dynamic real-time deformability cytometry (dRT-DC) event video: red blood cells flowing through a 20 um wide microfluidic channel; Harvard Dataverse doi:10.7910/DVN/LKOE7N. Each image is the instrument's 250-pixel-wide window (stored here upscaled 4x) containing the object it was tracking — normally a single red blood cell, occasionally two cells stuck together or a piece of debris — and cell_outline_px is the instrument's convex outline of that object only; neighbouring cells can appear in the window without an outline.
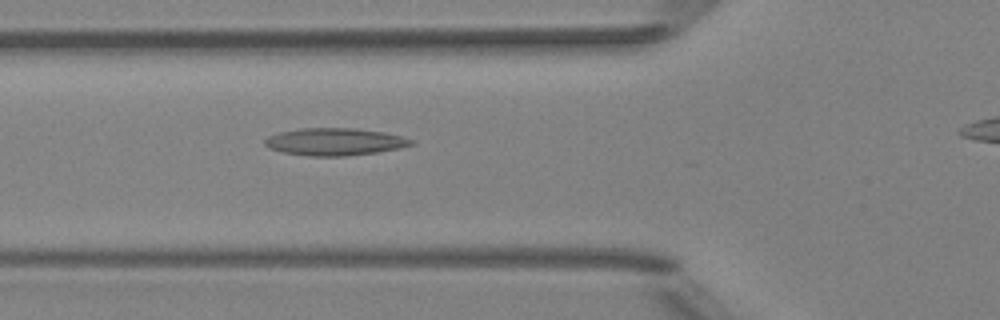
{"species": "Egyptian fruit bat (a non-hibernating species)", "species_latin": "Rousettus aegyptiacus", "temperature_condition": "room temperature", "stored_images_in_passage": 28, "camera_frame_rate_fps": 3000, "um_per_image_px": 0.085, "animal": {"sex": "female"}, "frame": {"image": 1, "passage_image": 11, "time_ms": 3.333, "image_size_px": [1000, 320], "cell_outline_px": [[416, 144], [400, 148], [376, 152], [348, 156], [312, 156], [284, 152], [268, 148], [264, 144], [264, 140], [268, 136], [280, 132], [300, 128], [356, 128], [384, 132], [416, 140]], "centroid_in_image_um": [28.48, 12.04], "position_along_channel_um": 97.3, "area_um2": 23.41}}
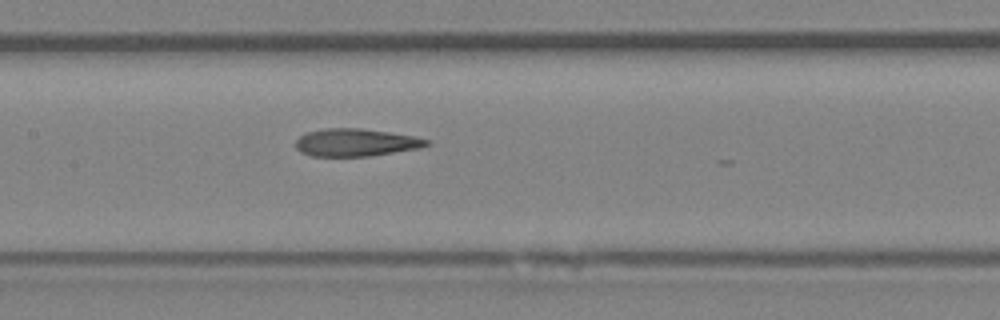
{"frame": {"image": 2, "passage_image": 17, "time_ms": 5.333, "image_size_px": [1000, 320], "cell_outline_px": [[432, 144], [420, 148], [368, 156], [312, 156], [300, 152], [296, 148], [296, 140], [300, 136], [308, 132], [324, 128], [360, 128], [416, 136], [428, 140]], "centroid_in_image_um": [30.25, 12.11], "position_along_channel_um": 177.1, "area_um2": 21.04}}
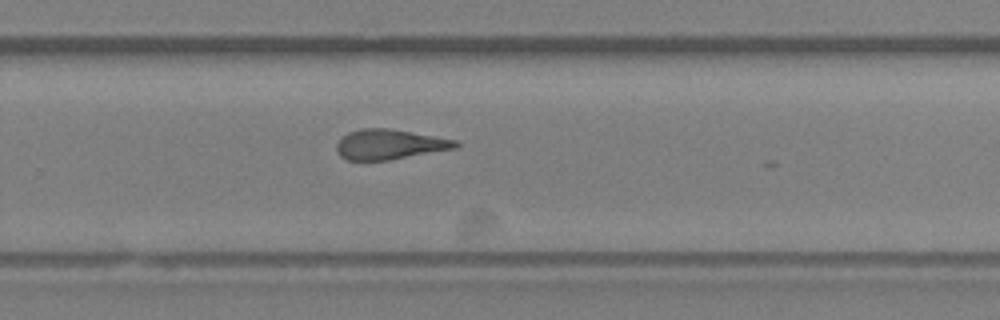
{"frame": {"image": 3, "passage_image": 26, "time_ms": 8.333, "image_size_px": [1000, 320], "cell_outline_px": [[460, 144], [456, 148], [388, 160], [348, 160], [340, 156], [336, 152], [336, 144], [340, 136], [348, 132], [360, 128], [388, 128], [456, 140]], "centroid_in_image_um": [33.04, 12.27], "position_along_channel_um": 296.8, "area_um2": 20.81}}